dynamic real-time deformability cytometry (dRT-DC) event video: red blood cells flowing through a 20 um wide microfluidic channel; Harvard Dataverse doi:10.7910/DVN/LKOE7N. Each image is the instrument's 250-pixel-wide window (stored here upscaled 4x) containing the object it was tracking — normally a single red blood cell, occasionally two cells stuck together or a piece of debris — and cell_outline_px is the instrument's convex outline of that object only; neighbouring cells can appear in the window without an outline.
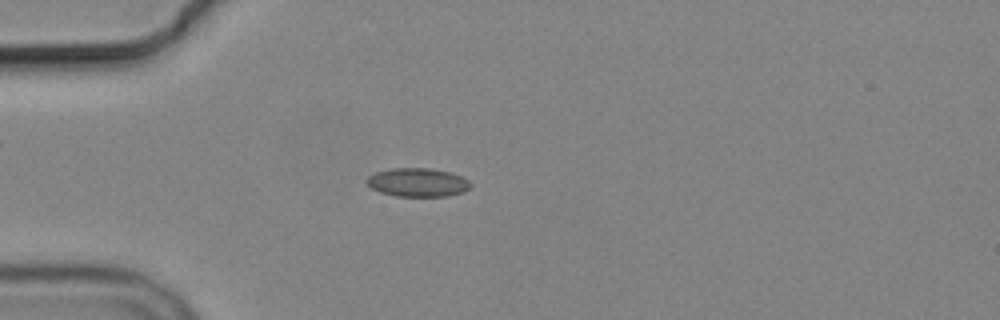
{"species": "common noctule bat (a hibernating species)", "species_latin": "Nyctalus noctula", "temperature_condition": "cold", "stored_images_in_passage": 1, "camera_frame_rate_fps": 3000, "um_per_image_px": 0.085, "animal": {"sex": "male", "body_mass_g": 19.2, "forearm_length_mm": 51.8}, "frame": {"image": 1, "passage_image": 1, "time_ms": 0.0, "image_size_px": [1000, 320], "cell_outline_px": [[472, 184], [464, 192], [448, 196], [396, 196], [380, 192], [372, 188], [364, 180], [368, 176], [376, 172], [392, 168], [428, 168], [448, 172], [460, 176], [468, 180]], "centroid_in_image_um": [35.48, 15.5], "position_along_channel_um": 49.5, "area_um2": 17.22}}